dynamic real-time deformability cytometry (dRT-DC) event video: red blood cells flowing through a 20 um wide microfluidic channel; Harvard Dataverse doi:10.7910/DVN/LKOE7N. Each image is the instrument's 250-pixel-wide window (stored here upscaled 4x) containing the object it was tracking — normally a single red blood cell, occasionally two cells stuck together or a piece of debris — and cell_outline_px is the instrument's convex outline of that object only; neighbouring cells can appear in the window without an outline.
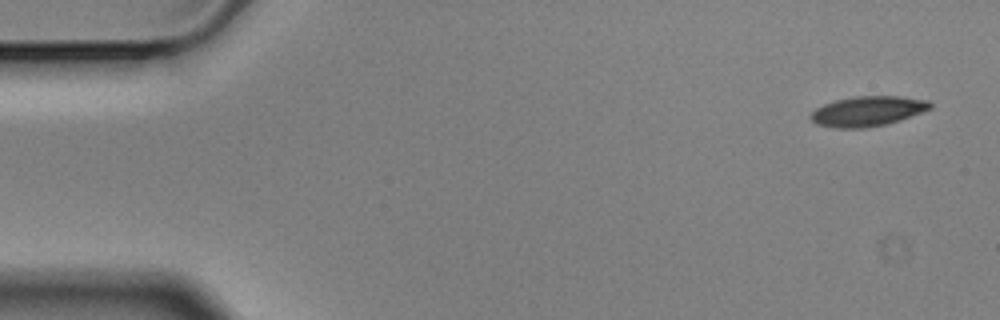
{"species": "Egyptian fruit bat (a non-hibernating species)", "species_latin": "Rousettus aegyptiacus", "temperature_condition": "cold", "stored_images_in_passage": 4, "camera_frame_rate_fps": 3000, "um_per_image_px": 0.085, "animal": {"sex": "male"}, "frame": {"image": 1, "passage_image": 1, "time_ms": 0.0, "image_size_px": [1000, 320], "cell_outline_px": [[932, 108], [900, 120], [884, 124], [864, 128], [836, 128], [816, 124], [808, 116], [816, 108], [824, 104], [836, 100], [856, 96], [900, 96], [928, 100], [932, 104]], "centroid_in_image_um": [73.74, 9.45], "position_along_channel_um": 11.3, "area_um2": 20.81}}
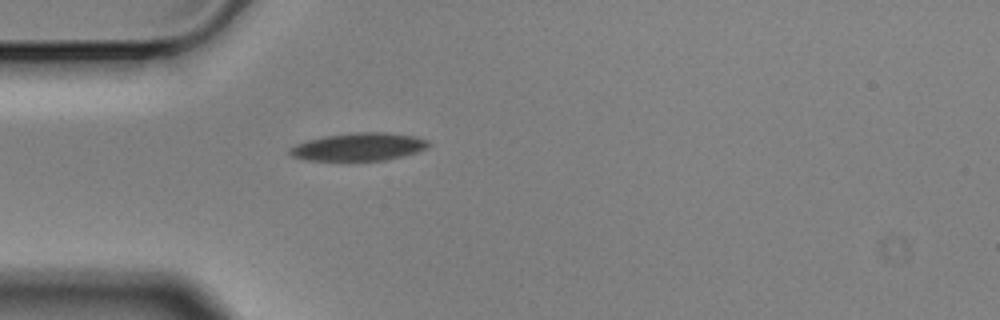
{"frame": {"image": 2, "passage_image": 4, "time_ms": 1.0, "image_size_px": [1000, 320], "cell_outline_px": [[432, 144], [428, 148], [416, 152], [384, 160], [352, 164], [348, 164], [308, 160], [292, 156], [288, 152], [288, 148], [296, 144], [308, 140], [324, 136], [352, 132], [384, 132], [416, 136], [428, 140]], "centroid_in_image_um": [30.46, 12.53], "position_along_channel_um": 54.5, "area_um2": 23.64}}